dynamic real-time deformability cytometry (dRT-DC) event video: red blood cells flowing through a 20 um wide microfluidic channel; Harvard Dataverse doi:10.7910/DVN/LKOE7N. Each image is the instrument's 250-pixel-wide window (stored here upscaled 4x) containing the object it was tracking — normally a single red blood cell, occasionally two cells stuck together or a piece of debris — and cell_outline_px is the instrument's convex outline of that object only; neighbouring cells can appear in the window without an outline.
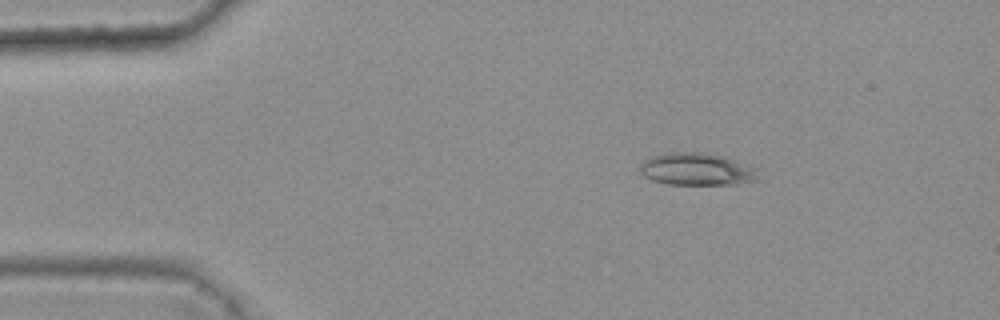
{"species": "common noctule bat (a hibernating species)", "species_latin": "Nyctalus noctula", "temperature_condition": "warm", "stored_images_in_passage": 4, "camera_frame_rate_fps": 3000, "um_per_image_px": 0.085, "animal": {"sex": "female", "body_mass_g": 25.1}, "frame": {"image": 1, "passage_image": 2, "time_ms": 0.333, "image_size_px": [1000, 320], "cell_outline_px": [[760, 180], [736, 184], [668, 184], [652, 180], [644, 176], [640, 172], [640, 164], [644, 160], [652, 156], [672, 152], [696, 152], [724, 156], [756, 168]], "centroid_in_image_um": [59.24, 14.39], "position_along_channel_um": 25.8, "area_um2": 22.25}}